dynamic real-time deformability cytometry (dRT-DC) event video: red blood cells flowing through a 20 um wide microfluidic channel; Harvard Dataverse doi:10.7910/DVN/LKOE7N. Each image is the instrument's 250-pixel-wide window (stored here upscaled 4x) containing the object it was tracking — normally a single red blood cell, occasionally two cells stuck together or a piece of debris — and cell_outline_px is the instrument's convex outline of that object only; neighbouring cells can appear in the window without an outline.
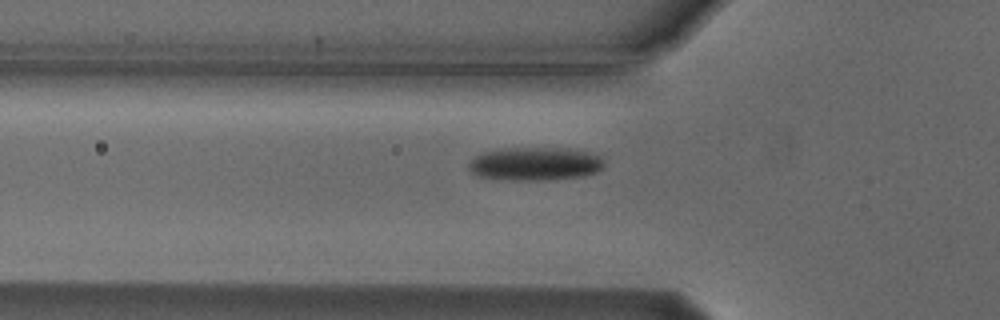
{"species": "Egyptian fruit bat (a non-hibernating species)", "species_latin": "Rousettus aegyptiacus", "temperature_condition": "cold", "stored_images_in_passage": 39, "camera_frame_rate_fps": 3000, "um_per_image_px": 0.085, "animal": {"sex": "male"}, "frame": {"image": 1, "passage_image": 2, "time_ms": 0.333, "image_size_px": [1000, 320], "cell_outline_px": [[604, 168], [596, 172], [584, 176], [548, 180], [516, 180], [480, 176], [472, 172], [468, 168], [468, 164], [476, 156], [484, 152], [508, 148], [564, 148], [588, 152], [600, 156], [604, 160]], "centroid_in_image_um": [45.54, 13.92], "position_along_channel_um": 80.3, "area_um2": 26.13}}
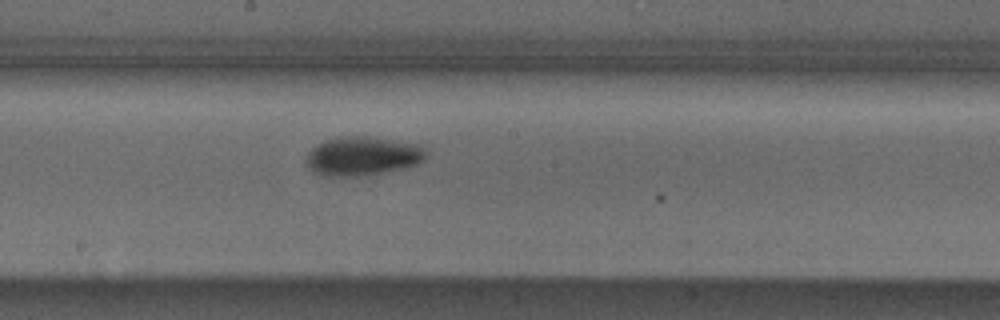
{"frame": {"image": 2, "passage_image": 13, "time_ms": 4.0, "image_size_px": [1000, 320], "cell_outline_px": [[424, 160], [416, 164], [384, 172], [356, 176], [328, 176], [312, 172], [308, 168], [304, 160], [308, 152], [316, 144], [328, 140], [344, 136], [368, 136], [416, 144], [424, 152]], "centroid_in_image_um": [30.72, 13.27], "position_along_channel_um": 217.5, "area_um2": 26.76}}
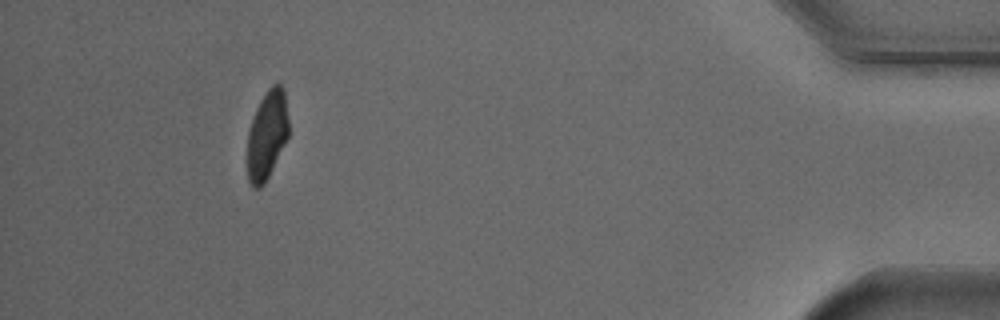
{"frame": {"image": 3, "passage_image": 34, "time_ms": 11.0, "image_size_px": [1000, 320], "cell_outline_px": [[288, 136], [264, 184], [260, 188], [252, 188], [248, 180], [248, 132], [256, 108], [260, 100], [268, 88], [272, 84], [280, 84], [284, 88], [288, 116]], "centroid_in_image_um": [22.7, 11.44], "position_along_channel_um": 412.5, "area_um2": 21.15}}